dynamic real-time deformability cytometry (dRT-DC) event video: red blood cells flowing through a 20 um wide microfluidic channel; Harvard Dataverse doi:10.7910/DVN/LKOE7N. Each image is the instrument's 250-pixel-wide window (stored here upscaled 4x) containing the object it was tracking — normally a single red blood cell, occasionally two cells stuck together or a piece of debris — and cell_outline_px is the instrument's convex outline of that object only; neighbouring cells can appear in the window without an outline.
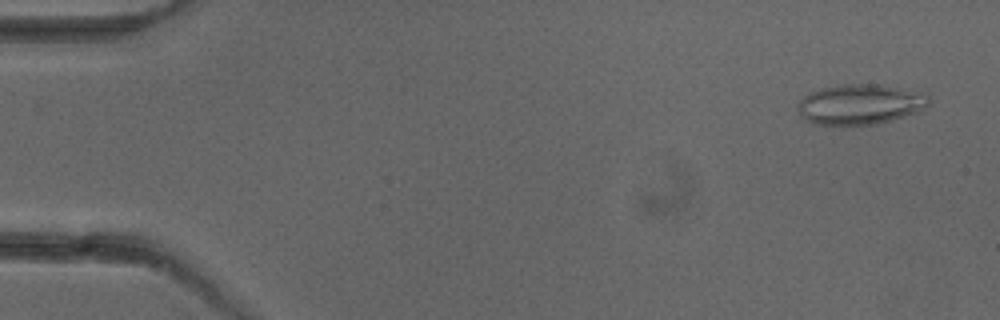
{"species": "common noctule bat (a hibernating species)", "species_latin": "Nyctalus noctula", "temperature_condition": "cold", "stored_images_in_passage": 5, "camera_frame_rate_fps": 3000, "um_per_image_px": 0.085, "animal": {"sex": "female"}, "frame": {"image": 1, "passage_image": 1, "time_ms": 0.0, "image_size_px": [1000, 320], "cell_outline_px": [[932, 100], [928, 108], [892, 120], [876, 124], [816, 124], [800, 116], [796, 104], [804, 96], [820, 88], [840, 84], [880, 84], [924, 92]], "centroid_in_image_um": [73.16, 8.85], "position_along_channel_um": 11.8, "area_um2": 30.92}}